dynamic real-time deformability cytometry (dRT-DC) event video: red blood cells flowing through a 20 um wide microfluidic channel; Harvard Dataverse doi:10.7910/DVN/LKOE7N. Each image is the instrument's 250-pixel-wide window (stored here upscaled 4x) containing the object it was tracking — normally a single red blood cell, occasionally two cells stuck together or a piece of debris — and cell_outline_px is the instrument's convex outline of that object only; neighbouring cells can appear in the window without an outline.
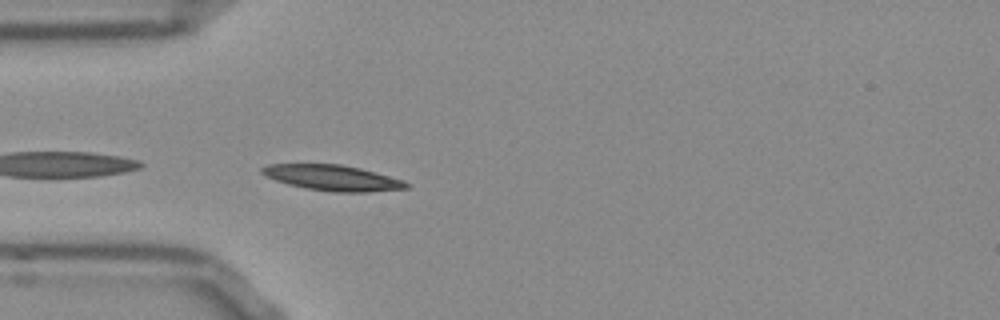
{"species": "Egyptian fruit bat (a non-hibernating species)", "species_latin": "Rousettus aegyptiacus", "temperature_condition": "room temperature", "stored_images_in_passage": 39, "camera_frame_rate_fps": 3000, "um_per_image_px": 0.085, "frame": {"image": 1, "passage_image": 1, "time_ms": 0.0, "image_size_px": [1000, 320], "cell_outline_px": [[408, 188], [368, 192], [332, 192], [308, 188], [288, 184], [264, 176], [260, 172], [260, 168], [268, 164], [340, 164], [360, 168], [404, 180], [408, 184]], "centroid_in_image_um": [28.24, 15.11], "position_along_channel_um": 56.8, "area_um2": 21.44}}
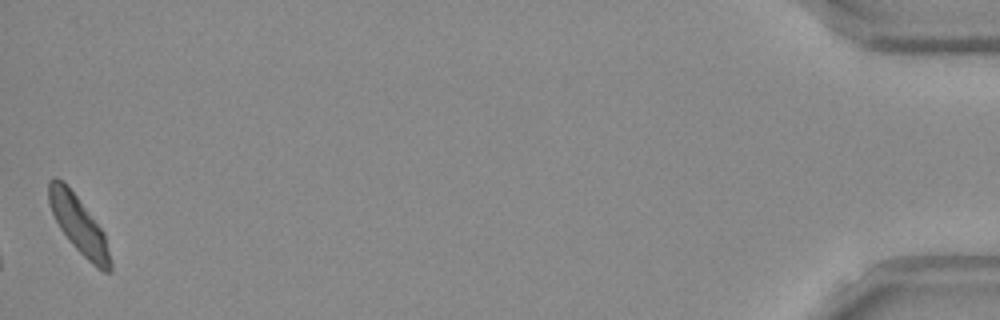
{"frame": {"image": 2, "passage_image": 39, "time_ms": 12.667, "image_size_px": [1000, 320], "cell_outline_px": [[112, 272], [104, 272], [96, 268], [72, 244], [60, 228], [52, 212], [48, 200], [48, 180], [56, 176], [64, 180], [104, 232], [112, 264]], "centroid_in_image_um": [6.69, 19.09], "position_along_channel_um": 428.5, "area_um2": 20.4}, "authors_computed_cell_mechanics": {"area_um2": 20.9236, "velocity_mm_per_s": 3.7309, "shape_relaxation_time_tau1_ms": 6.1213, "shape_relaxation_time_tau2_ms": 2.2126, "deformation_change_tau1": 0.1477, "deformation_change_tau2": 0.0569}}